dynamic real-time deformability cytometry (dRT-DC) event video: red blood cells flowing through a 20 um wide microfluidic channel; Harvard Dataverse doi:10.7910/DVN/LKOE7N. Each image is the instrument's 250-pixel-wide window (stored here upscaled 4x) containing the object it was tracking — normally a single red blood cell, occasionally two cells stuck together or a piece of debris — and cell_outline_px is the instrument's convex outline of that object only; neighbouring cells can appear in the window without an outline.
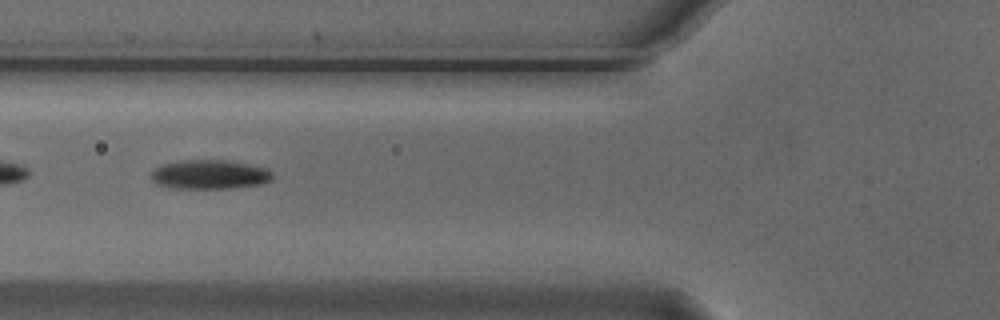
{"species": "Egyptian fruit bat (a non-hibernating species)", "species_latin": "Rousettus aegyptiacus", "temperature_condition": "cold", "stored_images_in_passage": 7, "camera_frame_rate_fps": 3000, "um_per_image_px": 0.085, "animal": {"sex": "male"}, "frame": {"image": 1, "passage_image": 3, "time_ms": 0.667, "image_size_px": [1000, 320], "cell_outline_px": [[272, 180], [260, 184], [236, 188], [176, 188], [156, 184], [152, 180], [152, 172], [160, 164], [180, 160], [228, 160], [268, 168], [272, 172]], "centroid_in_image_um": [17.84, 14.82], "position_along_channel_um": 108.0, "area_um2": 20.75}}
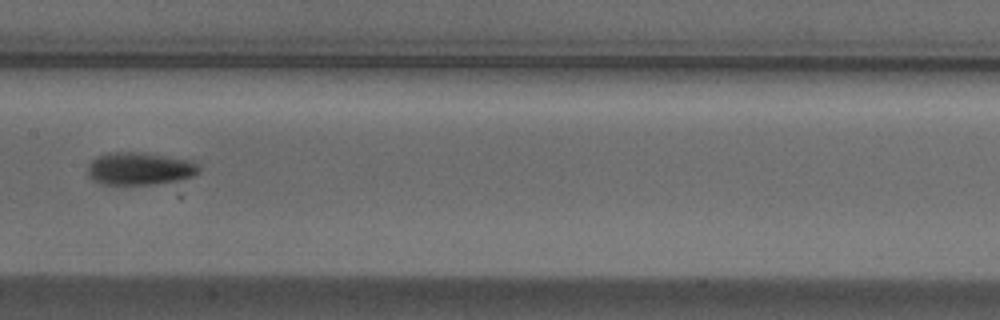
{"frame": {"image": 2, "passage_image": 5, "time_ms": 1.333, "image_size_px": [1000, 320], "cell_outline_px": [[200, 172], [192, 176], [180, 180], [152, 184], [104, 184], [92, 180], [88, 176], [88, 164], [96, 156], [108, 152], [144, 152], [192, 160], [200, 164]], "centroid_in_image_um": [11.89, 14.32], "position_along_channel_um": 195.5, "area_um2": 21.44}}
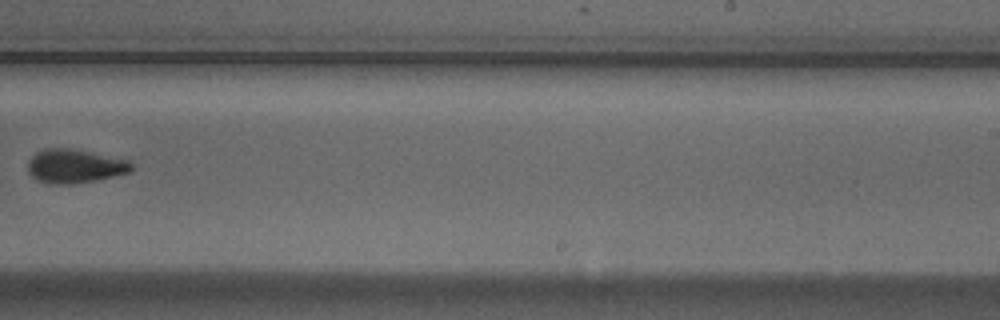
{"frame": {"image": 3, "passage_image": 7, "time_ms": 2.0, "image_size_px": [1000, 320], "cell_outline_px": [[132, 168], [128, 172], [96, 180], [72, 184], [48, 184], [32, 176], [28, 172], [28, 160], [36, 152], [48, 148], [68, 148], [128, 160], [132, 164]], "centroid_in_image_um": [6.31, 14.13], "position_along_channel_um": 282.7, "area_um2": 20.06}}